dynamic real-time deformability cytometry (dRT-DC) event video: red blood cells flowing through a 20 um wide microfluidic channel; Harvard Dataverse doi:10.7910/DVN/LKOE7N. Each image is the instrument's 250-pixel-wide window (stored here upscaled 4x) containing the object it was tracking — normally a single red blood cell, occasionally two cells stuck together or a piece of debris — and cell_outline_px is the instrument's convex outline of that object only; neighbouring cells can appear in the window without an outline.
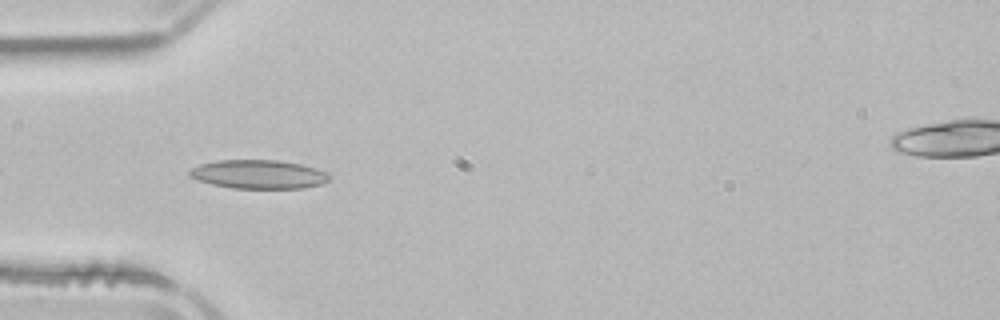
{"species": "common noctule bat (a hibernating species)", "species_latin": "Nyctalus noctula", "temperature_condition": "room temperature", "stored_images_in_passage": 5, "camera_frame_rate_fps": 3000, "um_per_image_px": 0.085, "animal": {"sex": "male", "body_mass_g": 21.5, "forearm_length_mm": 52.0}, "frame": {"image": 1, "passage_image": 4, "time_ms": 4.667, "image_size_px": [1000, 320], "cell_outline_px": [[332, 176], [328, 180], [320, 184], [304, 188], [232, 188], [212, 184], [188, 176], [188, 172], [192, 168], [200, 164], [216, 160], [276, 160], [300, 164], [316, 168], [328, 172]], "centroid_in_image_um": [21.99, 14.81], "position_along_channel_um": 63.0, "area_um2": 23.41}}
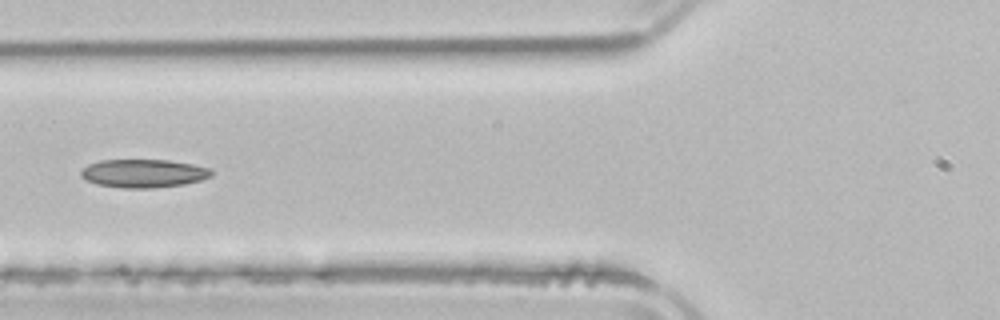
{"frame": {"image": 2, "passage_image": 5, "time_ms": 6.0, "image_size_px": [1000, 320], "cell_outline_px": [[212, 176], [200, 180], [184, 184], [152, 188], [124, 188], [96, 184], [80, 176], [80, 172], [88, 164], [100, 160], [168, 160], [192, 164], [212, 168]], "centroid_in_image_um": [12.21, 14.73], "position_along_channel_um": 113.6, "area_um2": 21.5}}